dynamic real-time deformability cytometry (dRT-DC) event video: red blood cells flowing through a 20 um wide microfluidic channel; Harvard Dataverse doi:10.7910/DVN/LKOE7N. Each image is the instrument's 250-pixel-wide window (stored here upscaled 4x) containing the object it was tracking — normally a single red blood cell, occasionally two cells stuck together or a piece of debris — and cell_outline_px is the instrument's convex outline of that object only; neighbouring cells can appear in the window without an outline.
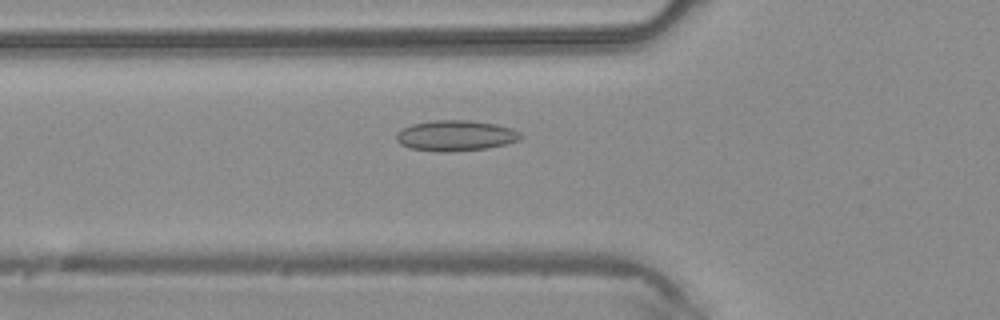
{"species": "common noctule bat (a hibernating species)", "species_latin": "Nyctalus noctula", "temperature_condition": "warm", "stored_images_in_passage": 45, "camera_frame_rate_fps": 3000, "um_per_image_px": 0.085, "animal": {"sex": "male", "body_mass_g": 20.4}, "frame": {"image": 1, "passage_image": 16, "time_ms": 5.0, "image_size_px": [1000, 320], "cell_outline_px": [[524, 136], [520, 140], [488, 148], [444, 152], [436, 152], [412, 148], [400, 144], [396, 140], [396, 132], [400, 128], [412, 124], [432, 120], [468, 120], [496, 124], [512, 128], [520, 132]], "centroid_in_image_um": [38.72, 11.52], "position_along_channel_um": 87.1, "area_um2": 22.37}}
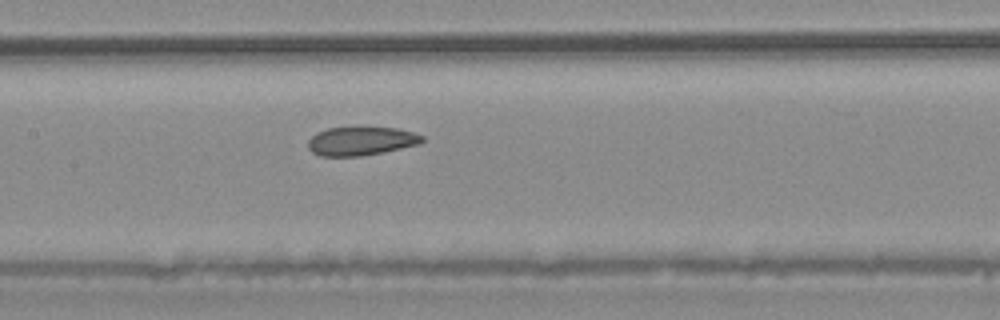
{"frame": {"image": 2, "passage_image": 22, "time_ms": 7.0, "image_size_px": [1000, 320], "cell_outline_px": [[424, 140], [420, 144], [360, 156], [320, 156], [312, 152], [308, 148], [308, 140], [312, 136], [328, 128], [396, 128], [412, 132], [424, 136]], "centroid_in_image_um": [30.68, 12.0], "position_along_channel_um": 176.7, "area_um2": 18.67}}
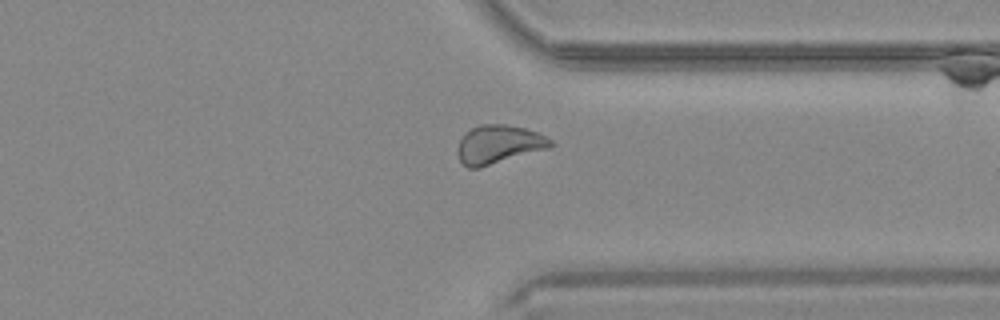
{"frame": {"image": 3, "passage_image": 35, "time_ms": 11.333, "image_size_px": [1000, 320], "cell_outline_px": [[556, 144], [548, 148], [480, 168], [468, 168], [460, 160], [456, 152], [460, 140], [472, 128], [480, 124], [504, 124], [524, 128], [536, 132], [552, 140]], "centroid_in_image_um": [42.39, 12.28], "position_along_channel_um": 369.0, "area_um2": 20.69}}